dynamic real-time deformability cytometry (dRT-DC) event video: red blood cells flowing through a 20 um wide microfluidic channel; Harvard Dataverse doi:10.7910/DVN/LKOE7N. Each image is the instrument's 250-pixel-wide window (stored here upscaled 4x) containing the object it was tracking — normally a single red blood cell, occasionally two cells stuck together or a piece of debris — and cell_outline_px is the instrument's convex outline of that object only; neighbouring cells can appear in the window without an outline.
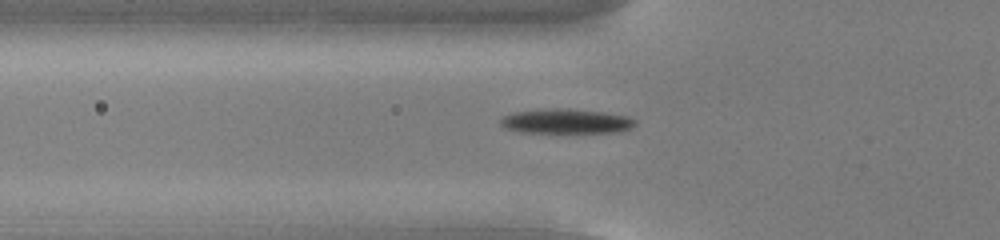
{"species": "common noctule bat (a hibernating species)", "species_latin": "Nyctalus noctula", "temperature_condition": "cold", "stored_images_in_passage": 56, "camera_frame_rate_fps": 3000, "um_per_image_px": 0.085, "animal": {"sex": "male", "body_mass_g": 13.0, "forearm_length_mm": 53.1}, "frame": {"image": 1, "passage_image": 20, "time_ms": 6.333, "image_size_px": [1000, 240], "cell_outline_px": [[636, 124], [628, 128], [612, 132], [520, 132], [504, 128], [500, 124], [500, 116], [512, 112], [552, 108], [568, 108], [604, 112], [628, 116], [636, 120]], "centroid_in_image_um": [48.04, 10.29], "position_along_channel_um": 77.8, "area_um2": 19.36}}
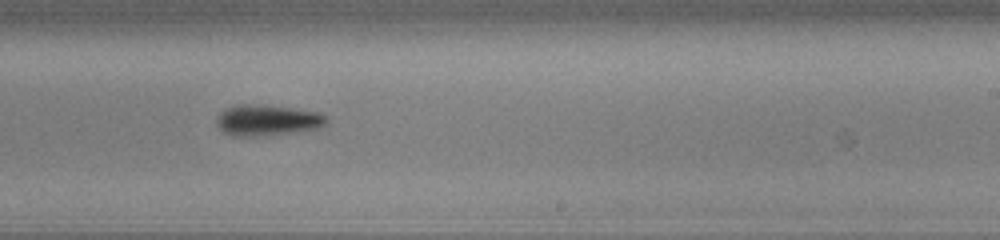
{"frame": {"image": 2, "passage_image": 35, "time_ms": 11.333, "image_size_px": [1000, 240], "cell_outline_px": [[328, 120], [320, 128], [292, 132], [252, 136], [232, 136], [224, 132], [216, 124], [216, 116], [224, 108], [232, 104], [248, 104], [292, 108], [316, 112], [328, 116]], "centroid_in_image_um": [22.66, 10.21], "position_along_channel_um": 266.3, "area_um2": 19.71}}
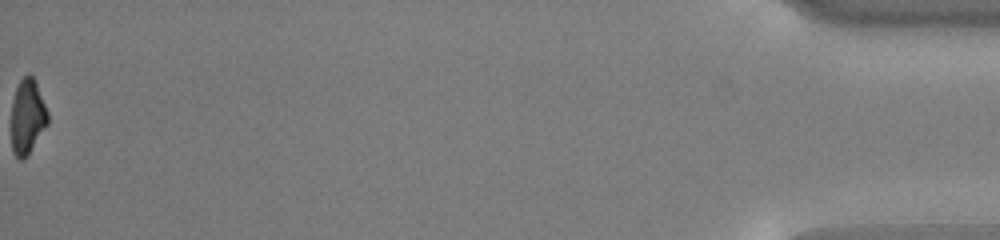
{"frame": {"image": 3, "passage_image": 56, "time_ms": 18.333, "image_size_px": [1000, 240], "cell_outline_px": [[48, 124], [28, 156], [24, 160], [20, 160], [12, 152], [12, 100], [16, 88], [20, 80], [28, 72], [32, 76], [36, 84], [48, 112]], "centroid_in_image_um": [2.33, 9.96], "position_along_channel_um": 432.9, "area_um2": 15.95}, "authors_computed_cell_mechanics": {"area_um2": 18.0625, "velocity_mm_per_s": 3.7747, "shape_relaxation_time_tau1_ms": 1.9705, "shape_relaxation_time_tau2_ms": null, "deformation_change_tau1": 0.1353, "deformation_change_tau2": null}}